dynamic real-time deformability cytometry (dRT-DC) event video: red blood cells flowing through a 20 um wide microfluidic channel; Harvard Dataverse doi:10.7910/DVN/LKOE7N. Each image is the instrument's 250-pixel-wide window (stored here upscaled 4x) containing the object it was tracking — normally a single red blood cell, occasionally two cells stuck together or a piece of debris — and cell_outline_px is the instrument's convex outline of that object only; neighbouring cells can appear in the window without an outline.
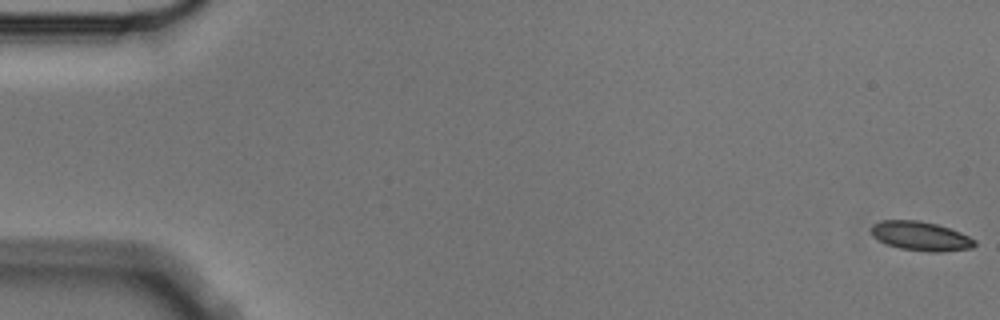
{"species": "Egyptian fruit bat (a non-hibernating species)", "species_latin": "Rousettus aegyptiacus", "temperature_condition": "cold", "stored_images_in_passage": 6, "camera_frame_rate_fps": 3000, "um_per_image_px": 0.085, "animal": {"sex": "male"}, "frame": {"image": 1, "passage_image": 1, "time_ms": 0.0, "image_size_px": [1000, 320], "cell_outline_px": [[976, 244], [972, 248], [940, 252], [928, 252], [900, 248], [888, 244], [872, 236], [868, 228], [872, 224], [880, 220], [920, 220], [936, 224], [960, 232], [976, 240]], "centroid_in_image_um": [78.22, 20.06], "position_along_channel_um": 6.8, "area_um2": 17.69}}
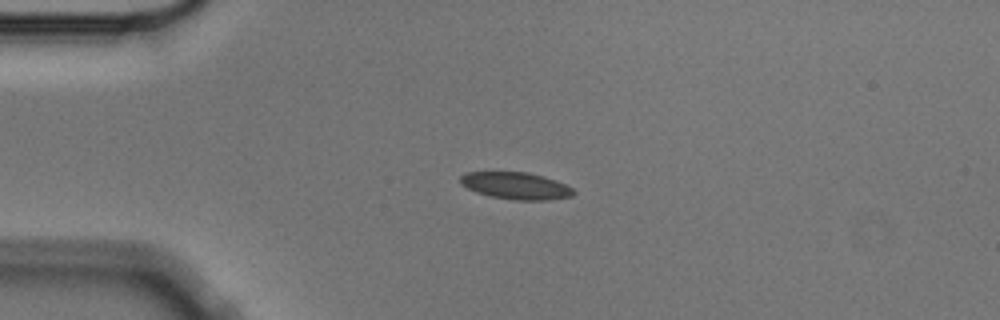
{"frame": {"image": 2, "passage_image": 4, "time_ms": 1.0, "image_size_px": [1000, 320], "cell_outline_px": [[576, 192], [572, 196], [548, 200], [516, 200], [488, 196], [476, 192], [460, 184], [460, 176], [464, 172], [528, 172], [544, 176], [556, 180], [572, 188]], "centroid_in_image_um": [43.84, 15.79], "position_along_channel_um": 41.2, "area_um2": 17.92}}
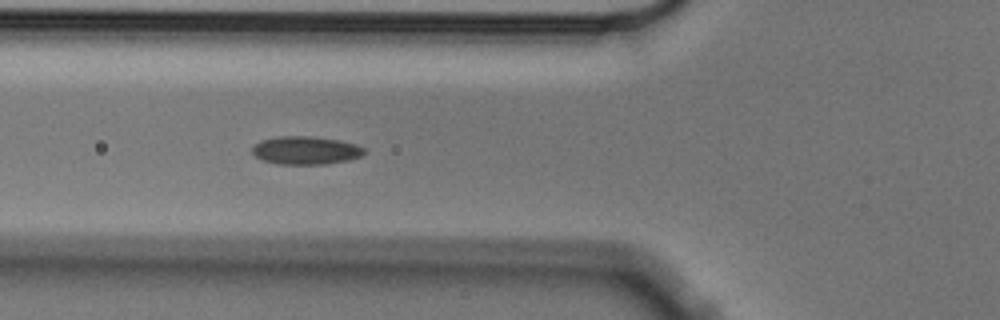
{"frame": {"image": 3, "passage_image": 6, "time_ms": 1.667, "image_size_px": [1000, 320], "cell_outline_px": [[364, 152], [360, 156], [348, 160], [324, 164], [280, 164], [264, 160], [256, 156], [252, 152], [252, 148], [260, 140], [280, 136], [308, 136], [340, 140], [356, 144], [364, 148]], "centroid_in_image_um": [25.98, 12.77], "position_along_channel_um": 99.8, "area_um2": 18.15}}